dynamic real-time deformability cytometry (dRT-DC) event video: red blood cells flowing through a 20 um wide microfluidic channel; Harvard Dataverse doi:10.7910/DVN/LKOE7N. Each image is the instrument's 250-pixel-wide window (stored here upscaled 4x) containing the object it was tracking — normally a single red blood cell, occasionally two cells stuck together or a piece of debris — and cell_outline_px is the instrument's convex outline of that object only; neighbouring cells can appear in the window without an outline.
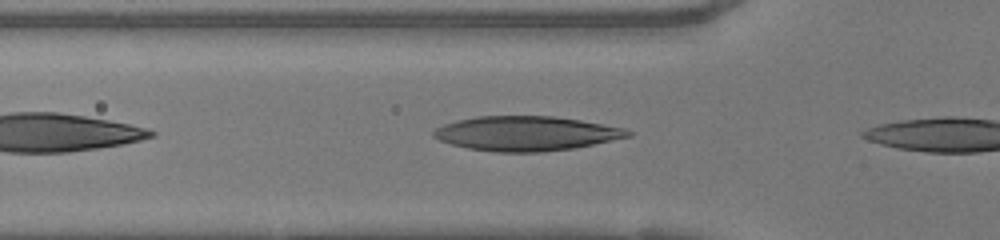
{"species": "human", "species_latin": "Homo sapiens", "temperature_condition": "warm", "stored_images_in_passage": 4, "camera_frame_rate_fps": 3000, "um_per_image_px": 0.085, "donor": {"sex": "female"}, "frame": {"image": 1, "passage_image": 2, "time_ms": 0.333, "image_size_px": [1000, 240], "cell_outline_px": [[632, 136], [576, 148], [540, 152], [496, 152], [468, 148], [452, 144], [440, 140], [432, 136], [432, 132], [436, 128], [444, 124], [476, 116], [552, 116], [580, 120], [624, 128], [632, 132]], "centroid_in_image_um": [44.74, 11.35], "position_along_channel_um": 81.1, "area_um2": 39.02}}